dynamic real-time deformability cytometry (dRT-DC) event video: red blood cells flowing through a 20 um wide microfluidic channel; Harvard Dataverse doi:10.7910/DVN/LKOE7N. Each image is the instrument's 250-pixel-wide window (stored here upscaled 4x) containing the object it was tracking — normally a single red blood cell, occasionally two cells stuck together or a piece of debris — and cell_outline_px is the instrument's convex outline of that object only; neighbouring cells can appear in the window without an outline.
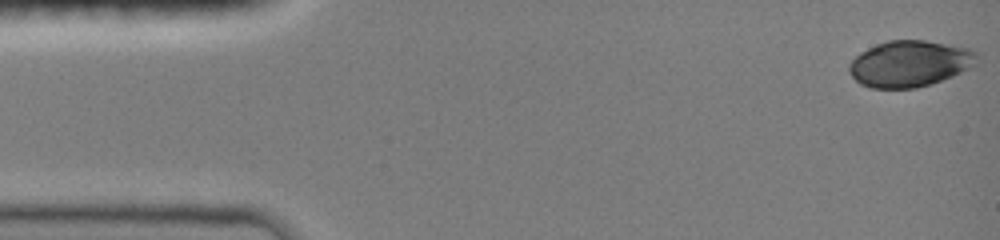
{"species": "common noctule bat (a hibernating species)", "species_latin": "Nyctalus noctula", "temperature_condition": "room temperature", "stored_images_in_passage": 47, "camera_frame_rate_fps": 3000, "um_per_image_px": 0.085, "animal": {"sex": "female", "body_mass_g": 19.0, "forearm_length_mm": 51.5}, "frame": {"image": 1, "passage_image": 1, "time_ms": 0.0, "image_size_px": [1000, 240], "cell_outline_px": [[980, 60], [976, 64], [952, 76], [916, 88], [868, 88], [860, 84], [848, 72], [848, 64], [860, 52], [876, 44], [888, 40], [924, 40], [968, 48], [976, 52], [980, 56]], "centroid_in_image_um": [77.31, 5.41], "position_along_channel_um": 7.7, "area_um2": 34.45}}